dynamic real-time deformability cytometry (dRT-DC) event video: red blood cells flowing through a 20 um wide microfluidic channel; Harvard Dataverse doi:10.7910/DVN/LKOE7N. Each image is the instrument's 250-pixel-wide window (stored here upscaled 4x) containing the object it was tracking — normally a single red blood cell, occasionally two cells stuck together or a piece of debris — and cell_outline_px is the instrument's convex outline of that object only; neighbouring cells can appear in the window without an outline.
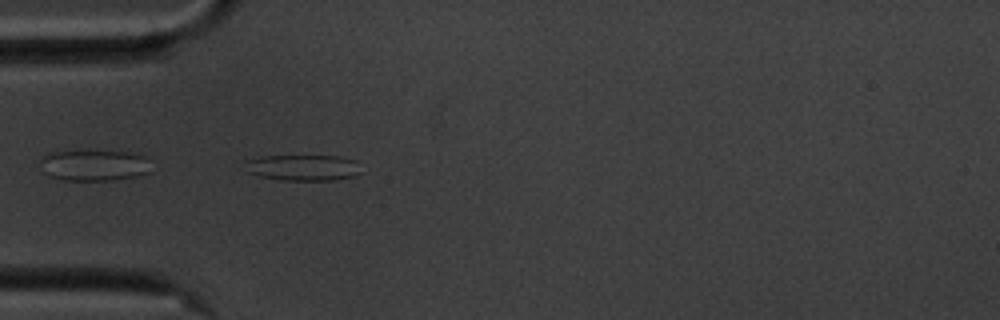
{"species": "common noctule bat (a hibernating species)", "species_latin": "Nyctalus noctula", "temperature_condition": "cold", "stored_images_in_passage": 41, "camera_frame_rate_fps": 3000, "um_per_image_px": 0.085, "animal": {"sex": "male", "body_mass_g": 20.1, "forearm_length_mm": 53.5}, "frame": {"image": 1, "passage_image": 1, "time_ms": 0.0, "image_size_px": [1000, 320], "cell_outline_px": [[364, 172], [356, 176], [332, 180], [280, 180], [260, 176], [248, 172], [244, 160], [264, 156], [336, 156], [356, 160]], "centroid_in_image_um": [25.82, 14.25], "position_along_channel_um": 59.2, "area_um2": 17.74}}
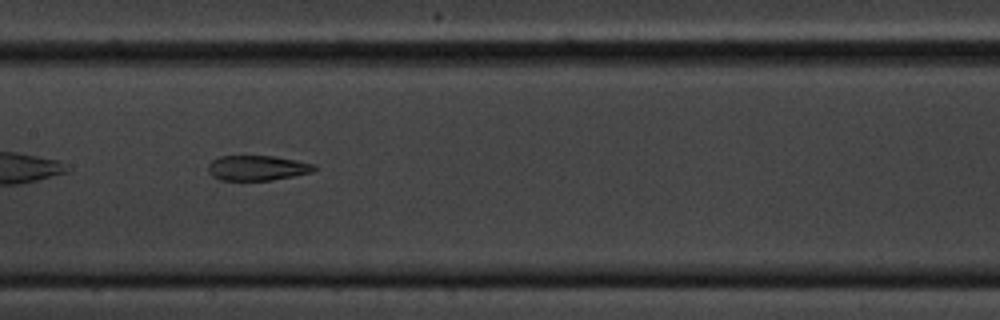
{"frame": {"image": 2, "passage_image": 12, "time_ms": 3.667, "image_size_px": [1000, 320], "cell_outline_px": [[316, 168], [312, 172], [272, 180], [220, 180], [212, 176], [208, 172], [208, 164], [212, 160], [220, 156], [272, 156], [296, 160], [316, 164]], "centroid_in_image_um": [21.85, 14.27], "position_along_channel_um": 185.5, "area_um2": 15.49}}
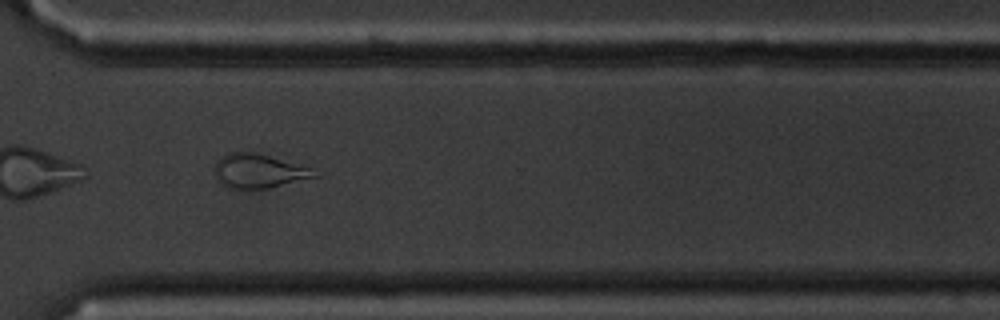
{"frame": {"image": 3, "passage_image": 26, "time_ms": 8.333, "image_size_px": [1000, 320], "cell_outline_px": [[324, 176], [268, 188], [236, 188], [224, 184], [216, 176], [216, 164], [224, 156], [232, 152], [256, 152], [312, 168]], "centroid_in_image_um": [22.14, 14.54], "position_along_channel_um": 348.5, "area_um2": 19.48}, "authors_computed_cell_mechanics": {"area_um2": 17.5712, "velocity_mm_per_s": 3.499, "shape_relaxation_time_tau1_ms": null, "shape_relaxation_time_tau2_ms": 3.5132, "deformation_change_tau1": null, "deformation_change_tau2": 0.106}}